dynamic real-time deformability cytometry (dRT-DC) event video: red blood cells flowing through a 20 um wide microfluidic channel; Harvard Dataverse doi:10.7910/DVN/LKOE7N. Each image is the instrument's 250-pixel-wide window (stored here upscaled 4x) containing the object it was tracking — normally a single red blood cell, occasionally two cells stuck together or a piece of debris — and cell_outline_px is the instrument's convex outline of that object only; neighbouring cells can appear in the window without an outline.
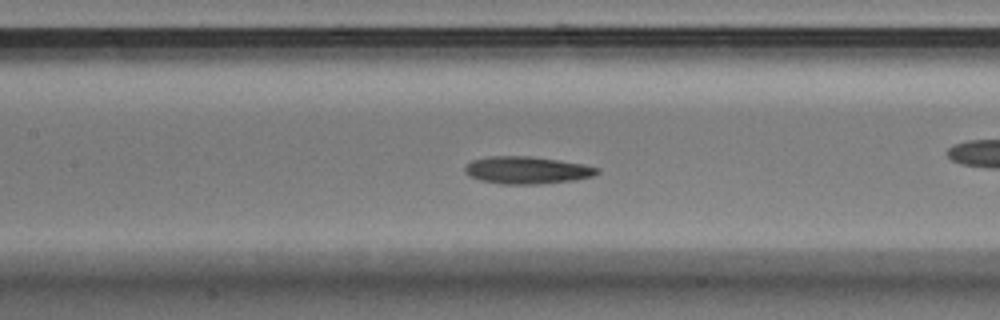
{"species": "Egyptian fruit bat (a non-hibernating species)", "species_latin": "Rousettus aegyptiacus", "temperature_condition": "warm", "stored_images_in_passage": 50, "camera_frame_rate_fps": 3000, "um_per_image_px": 0.085, "animal": {"sex": "male"}, "frame": {"image": 1, "passage_image": 22, "time_ms": 7.0, "image_size_px": [1000, 320], "cell_outline_px": [[600, 172], [592, 176], [576, 180], [536, 184], [504, 184], [480, 180], [464, 172], [464, 168], [472, 160], [488, 156], [528, 156], [556, 160], [580, 164], [600, 168]], "centroid_in_image_um": [44.78, 14.46], "position_along_channel_um": 162.6, "area_um2": 20.81}, "authors_computed_cell_mechanics": {"area_um2": 20.9814, "velocity_mm_per_s": 3.9881, "shape_relaxation_time_tau1_ms": 2.7713, "shape_relaxation_time_tau2_ms": 2.3057, "deformation_change_tau1": 0.1332, "deformation_change_tau2": 0.0787}}